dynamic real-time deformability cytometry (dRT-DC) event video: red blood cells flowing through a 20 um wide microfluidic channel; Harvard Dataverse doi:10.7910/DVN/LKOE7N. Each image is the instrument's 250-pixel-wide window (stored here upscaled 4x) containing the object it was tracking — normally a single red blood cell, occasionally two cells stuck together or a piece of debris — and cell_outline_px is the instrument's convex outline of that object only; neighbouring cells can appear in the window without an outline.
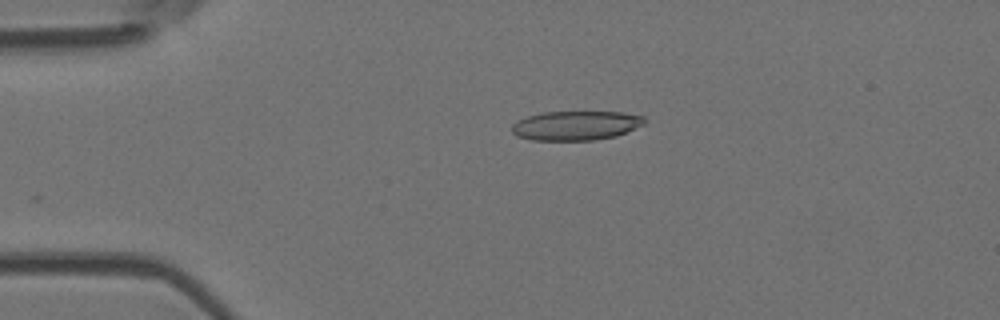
{"species": "Egyptian fruit bat (a non-hibernating species)", "species_latin": "Rousettus aegyptiacus", "temperature_condition": "room temperature", "stored_images_in_passage": 31, "camera_frame_rate_fps": 3000, "um_per_image_px": 0.085, "animal": {"sex": "female"}, "frame": {"image": 1, "passage_image": 1, "time_ms": 0.0, "image_size_px": [1000, 320], "cell_outline_px": [[648, 120], [644, 124], [616, 136], [592, 140], [532, 140], [516, 136], [512, 132], [512, 124], [516, 120], [540, 112], [624, 112], [644, 116]], "centroid_in_image_um": [48.94, 10.66], "position_along_channel_um": 36.1, "area_um2": 22.77}}
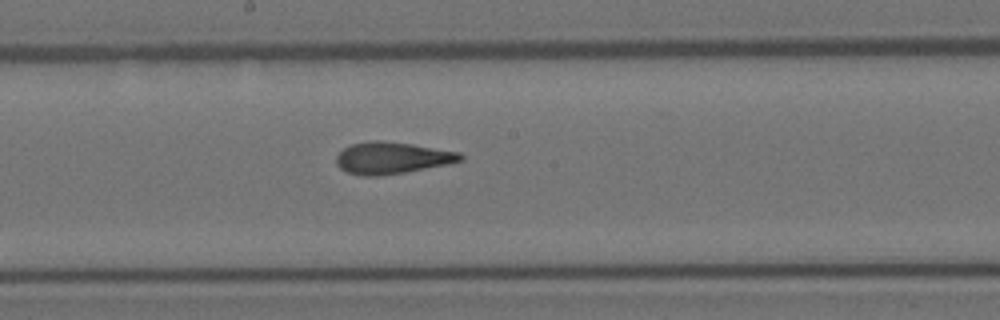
{"frame": {"image": 2, "passage_image": 18, "time_ms": 5.667, "image_size_px": [1000, 320], "cell_outline_px": [[464, 160], [448, 164], [404, 172], [380, 176], [364, 176], [348, 172], [340, 168], [336, 164], [336, 156], [344, 148], [352, 144], [372, 140], [380, 140], [412, 144], [460, 152], [464, 156]], "centroid_in_image_um": [33.33, 13.42], "position_along_channel_um": 214.9, "area_um2": 22.95}}
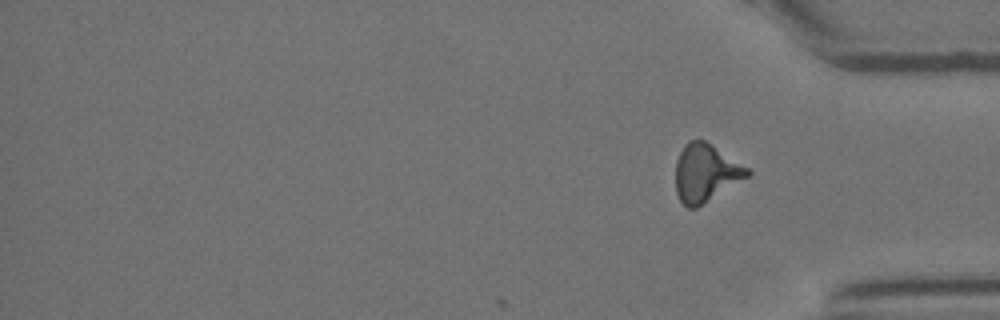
{"frame": {"image": 3, "passage_image": 31, "time_ms": 10.0, "image_size_px": [1000, 320], "cell_outline_px": [[752, 172], [748, 176], [696, 208], [688, 208], [680, 200], [676, 192], [676, 160], [684, 144], [688, 140], [704, 140], [748, 168]], "centroid_in_image_um": [59.95, 14.69], "position_along_channel_um": 375.3, "area_um2": 23.7}, "authors_computed_cell_mechanics": {"area_um2": 22.7732, "velocity_mm_per_s": 3.8086, "shape_relaxation_time_tau1_ms": 8.1111, "shape_relaxation_time_tau2_ms": 1.8236, "deformation_change_tau1": 0.2249, "deformation_change_tau2": 0.1083}}